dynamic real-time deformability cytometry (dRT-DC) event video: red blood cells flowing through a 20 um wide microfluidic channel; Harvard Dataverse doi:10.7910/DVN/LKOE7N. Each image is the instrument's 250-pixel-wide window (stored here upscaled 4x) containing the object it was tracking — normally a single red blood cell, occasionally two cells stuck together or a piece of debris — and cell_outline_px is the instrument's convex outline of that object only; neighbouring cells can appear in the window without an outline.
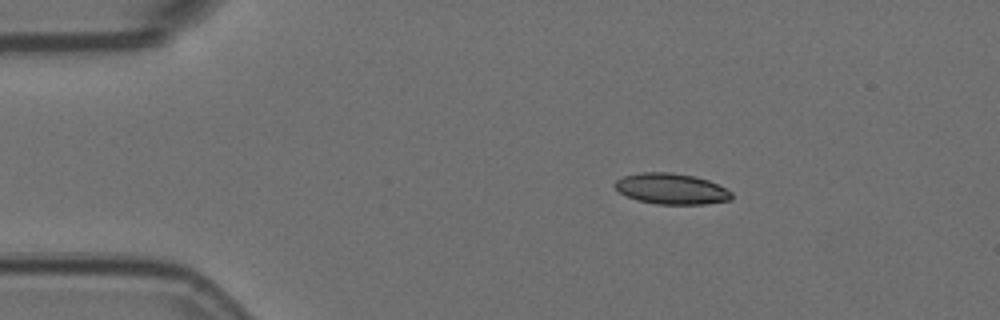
{"species": "Egyptian fruit bat (a non-hibernating species)", "species_latin": "Rousettus aegyptiacus", "temperature_condition": "room temperature", "stored_images_in_passage": 48, "camera_frame_rate_fps": 3000, "um_per_image_px": 0.085, "animal": {"sex": "female"}, "frame": {"image": 1, "passage_image": 1, "time_ms": 0.0, "image_size_px": [1000, 320], "cell_outline_px": [[732, 200], [704, 204], [656, 204], [636, 200], [620, 192], [612, 184], [616, 180], [624, 176], [640, 172], [668, 172], [696, 176], [708, 180], [732, 192]], "centroid_in_image_um": [57.06, 16.05], "position_along_channel_um": 27.9, "area_um2": 20.98}}
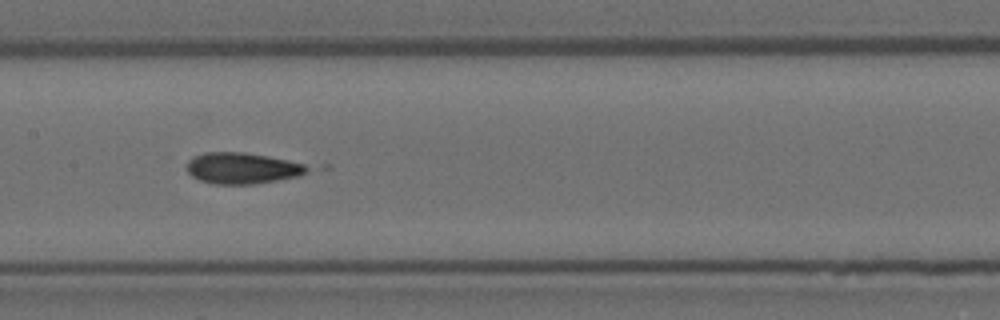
{"frame": {"image": 2, "passage_image": 19, "time_ms": 6.0, "image_size_px": [1000, 320], "cell_outline_px": [[332, 168], [300, 176], [252, 184], [212, 184], [200, 180], [192, 176], [188, 172], [188, 160], [204, 152], [244, 152], [332, 164]], "centroid_in_image_um": [21.13, 14.27], "position_along_channel_um": 186.3, "area_um2": 24.04}}
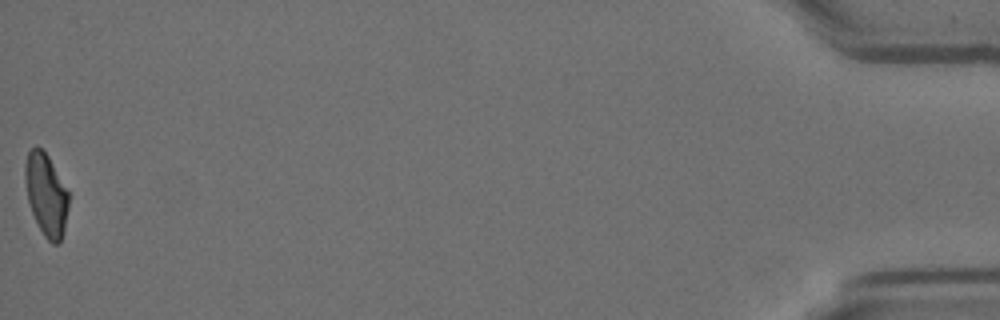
{"frame": {"image": 3, "passage_image": 48, "time_ms": 15.667, "image_size_px": [1000, 320], "cell_outline_px": [[68, 208], [64, 232], [60, 244], [52, 244], [44, 236], [32, 212], [28, 200], [24, 176], [24, 164], [28, 152], [36, 144], [48, 156], [68, 192]], "centroid_in_image_um": [3.91, 16.55], "position_along_channel_um": 431.3, "area_um2": 20.75}}